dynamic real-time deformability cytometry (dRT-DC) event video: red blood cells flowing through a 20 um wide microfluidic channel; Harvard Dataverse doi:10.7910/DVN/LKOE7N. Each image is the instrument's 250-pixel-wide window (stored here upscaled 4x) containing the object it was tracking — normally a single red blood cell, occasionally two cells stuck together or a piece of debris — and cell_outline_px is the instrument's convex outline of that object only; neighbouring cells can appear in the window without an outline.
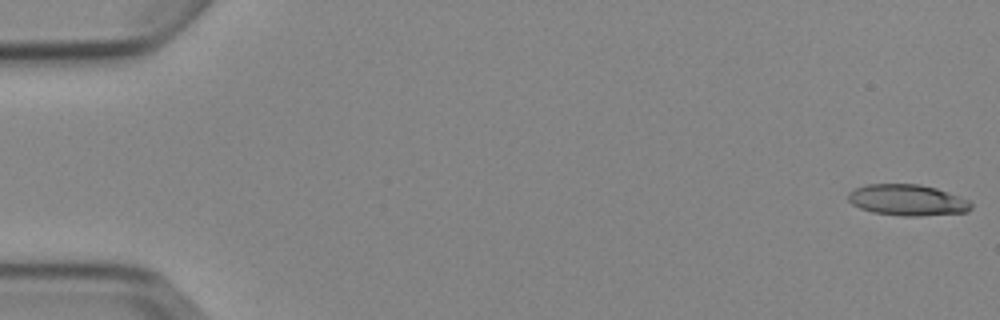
{"species": "Egyptian fruit bat (a non-hibernating species)", "species_latin": "Rousettus aegyptiacus", "temperature_condition": "cold", "stored_images_in_passage": 5, "camera_frame_rate_fps": 3000, "um_per_image_px": 0.085, "animal": {"sex": "female"}, "frame": {"image": 1, "passage_image": 1, "time_ms": 0.0, "image_size_px": [1000, 320], "cell_outline_px": [[972, 208], [968, 212], [920, 216], [904, 216], [872, 212], [860, 208], [852, 204], [848, 200], [848, 192], [856, 188], [868, 184], [920, 184], [936, 188], [960, 196], [968, 200], [972, 204]], "centroid_in_image_um": [77.14, 17.01], "position_along_channel_um": 7.9, "area_um2": 22.37}}
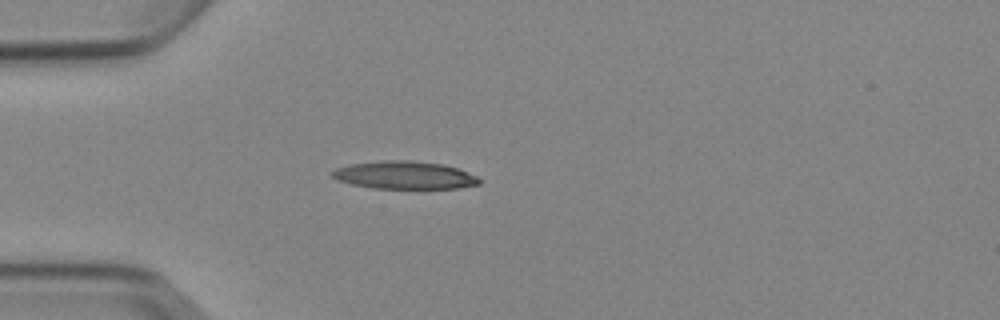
{"frame": {"image": 2, "passage_image": 5, "time_ms": 4.667, "image_size_px": [1000, 320], "cell_outline_px": [[480, 184], [460, 188], [372, 188], [352, 184], [336, 180], [328, 172], [336, 168], [348, 164], [384, 160], [408, 160], [444, 164], [456, 168], [476, 176], [480, 180]], "centroid_in_image_um": [34.33, 14.88], "position_along_channel_um": 50.7, "area_um2": 23.87}}